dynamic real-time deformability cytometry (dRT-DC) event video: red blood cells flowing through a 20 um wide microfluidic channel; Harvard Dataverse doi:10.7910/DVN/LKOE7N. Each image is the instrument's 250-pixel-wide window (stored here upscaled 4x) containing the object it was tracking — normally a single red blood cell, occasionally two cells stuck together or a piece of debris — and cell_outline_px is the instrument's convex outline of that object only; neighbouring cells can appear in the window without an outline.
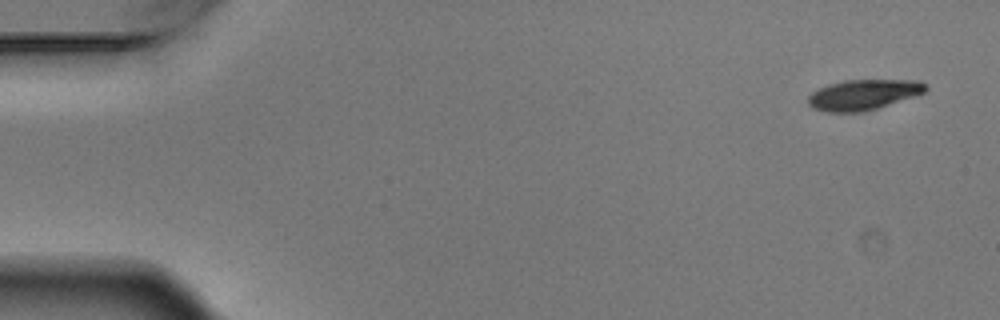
{"species": "Egyptian fruit bat (a non-hibernating species)", "species_latin": "Rousettus aegyptiacus", "temperature_condition": "warm", "stored_images_in_passage": 5, "camera_frame_rate_fps": 3000, "um_per_image_px": 0.085, "animal": {"sex": "male"}, "frame": {"image": 1, "passage_image": 1, "time_ms": 0.0, "image_size_px": [1000, 320], "cell_outline_px": [[928, 88], [924, 92], [864, 112], [828, 112], [812, 108], [808, 104], [808, 96], [812, 92], [828, 84], [844, 80], [920, 80]], "centroid_in_image_um": [73.34, 8.04], "position_along_channel_um": 11.7, "area_um2": 20.58}}
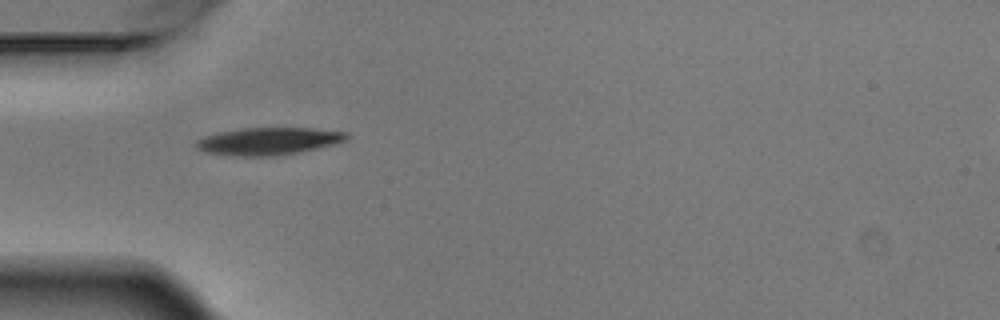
{"frame": {"image": 2, "passage_image": 5, "time_ms": 1.333, "image_size_px": [1000, 320], "cell_outline_px": [[348, 136], [344, 140], [332, 144], [316, 148], [296, 152], [272, 156], [236, 156], [204, 152], [196, 148], [196, 140], [204, 136], [220, 132], [244, 128], [308, 128], [348, 132]], "centroid_in_image_um": [22.76, 12.0], "position_along_channel_um": 62.2, "area_um2": 23.64}}